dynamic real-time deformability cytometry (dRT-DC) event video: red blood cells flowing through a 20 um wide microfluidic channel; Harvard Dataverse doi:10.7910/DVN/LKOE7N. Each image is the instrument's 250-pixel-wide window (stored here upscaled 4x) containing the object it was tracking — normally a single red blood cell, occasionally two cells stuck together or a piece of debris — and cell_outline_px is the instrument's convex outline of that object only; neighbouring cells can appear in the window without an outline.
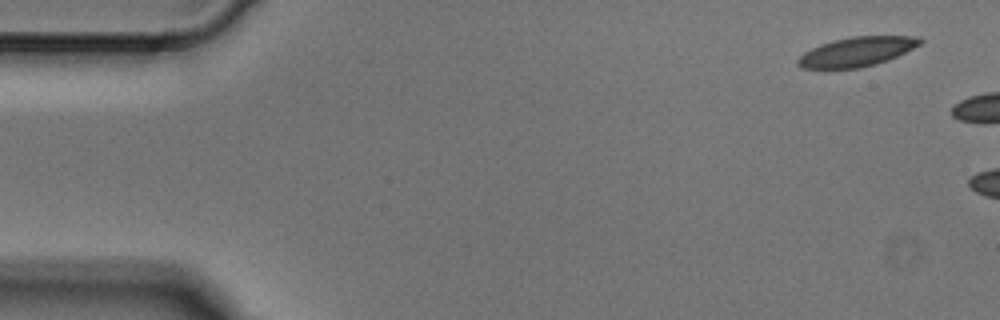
{"species": "Egyptian fruit bat (a non-hibernating species)", "species_latin": "Rousettus aegyptiacus", "temperature_condition": "cold", "stored_images_in_passage": 3, "camera_frame_rate_fps": 3000, "um_per_image_px": 0.085, "animal": {"sex": "male"}, "frame": {"image": 1, "passage_image": 1, "time_ms": 0.0, "image_size_px": [1000, 320], "cell_outline_px": [[924, 40], [920, 44], [888, 60], [876, 64], [860, 68], [824, 72], [800, 68], [796, 64], [796, 60], [804, 52], [820, 44], [852, 36], [920, 36]], "centroid_in_image_um": [72.72, 4.45], "position_along_channel_um": 12.3, "area_um2": 21.68}}